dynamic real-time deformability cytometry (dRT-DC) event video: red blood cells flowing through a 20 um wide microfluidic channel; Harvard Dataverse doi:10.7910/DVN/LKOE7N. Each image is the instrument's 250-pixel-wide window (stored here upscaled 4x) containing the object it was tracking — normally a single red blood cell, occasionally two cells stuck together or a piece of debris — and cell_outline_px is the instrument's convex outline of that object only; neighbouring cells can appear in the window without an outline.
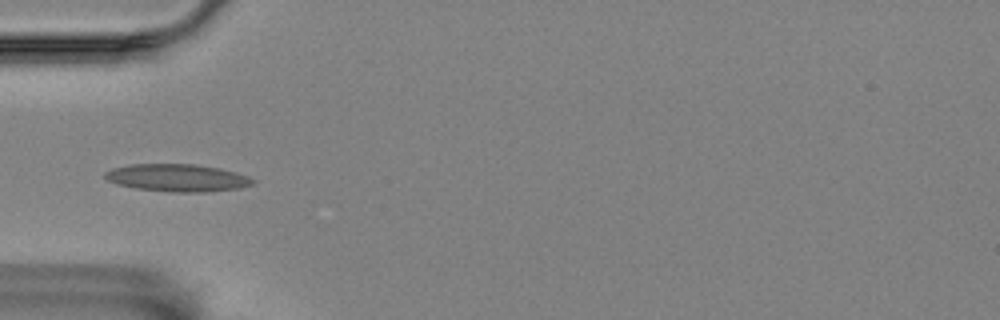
{"species": "Egyptian fruit bat (a non-hibernating species)", "species_latin": "Rousettus aegyptiacus", "temperature_condition": "room temperature", "stored_images_in_passage": 4, "camera_frame_rate_fps": 3000, "um_per_image_px": 0.085, "animal": {"sex": "female"}, "frame": {"image": 1, "passage_image": 4, "time_ms": 1.0, "image_size_px": [1000, 320], "cell_outline_px": [[256, 180], [252, 184], [240, 188], [204, 192], [172, 192], [136, 188], [116, 184], [108, 180], [104, 176], [104, 172], [112, 168], [132, 164], [196, 164], [220, 168], [236, 172], [248, 176]], "centroid_in_image_um": [15.08, 15.11], "position_along_channel_um": 69.9, "area_um2": 23.7}}